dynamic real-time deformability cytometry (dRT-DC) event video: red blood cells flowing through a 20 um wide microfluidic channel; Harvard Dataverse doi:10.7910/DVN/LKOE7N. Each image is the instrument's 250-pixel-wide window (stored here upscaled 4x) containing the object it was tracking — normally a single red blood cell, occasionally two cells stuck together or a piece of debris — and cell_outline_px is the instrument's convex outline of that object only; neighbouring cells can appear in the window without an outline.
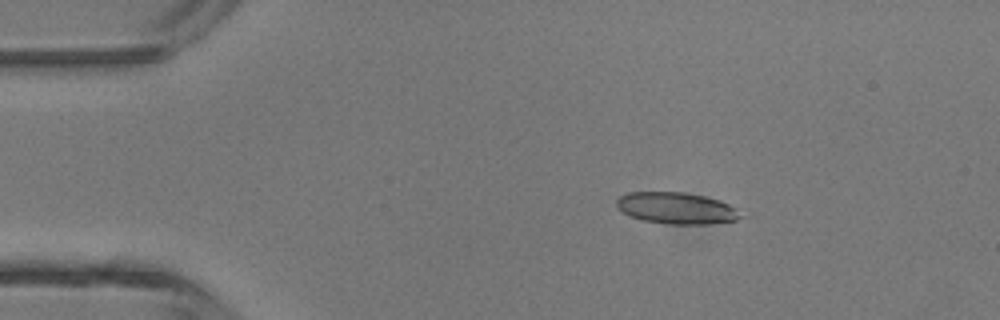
{"species": "common noctule bat (a hibernating species)", "species_latin": "Nyctalus noctula", "temperature_condition": "room temperature", "stored_images_in_passage": 5, "camera_frame_rate_fps": 3000, "um_per_image_px": 0.085, "animal": {"sex": "male", "body_mass_g": 13.3}, "frame": {"image": 1, "passage_image": 3, "time_ms": 0.667, "image_size_px": [1000, 320], "cell_outline_px": [[748, 216], [736, 220], [708, 224], [672, 224], [644, 220], [632, 216], [624, 212], [616, 204], [616, 200], [620, 196], [628, 192], [684, 192], [704, 196], [720, 200], [736, 208]], "centroid_in_image_um": [57.58, 17.69], "position_along_channel_um": 27.4, "area_um2": 22.77}}